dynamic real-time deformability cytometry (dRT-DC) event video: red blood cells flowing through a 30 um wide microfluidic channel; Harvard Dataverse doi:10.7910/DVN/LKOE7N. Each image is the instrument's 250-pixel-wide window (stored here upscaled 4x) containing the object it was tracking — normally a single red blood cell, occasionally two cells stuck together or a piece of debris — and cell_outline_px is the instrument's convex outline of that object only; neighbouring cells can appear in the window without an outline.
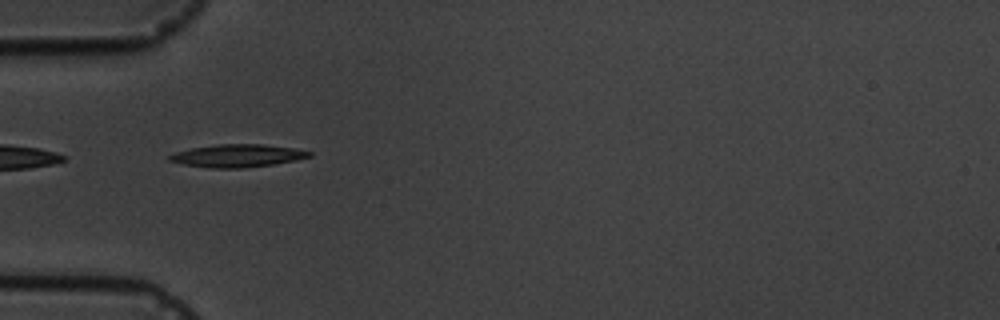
{"species": "common noctule bat (a hibernating species)", "species_latin": "Nyctalus noctula", "temperature_condition": "cold", "stored_images_in_passage": 11, "camera_frame_rate_fps": 3000, "um_per_image_px": 0.085, "animal": {"sex": "male", "body_mass_g": 19.5, "forearm_length_mm": 54.6}, "frame": {"image": 1, "passage_image": 5, "time_ms": 5.333, "image_size_px": [1000, 320], "cell_outline_px": [[312, 156], [296, 160], [272, 164], [240, 168], [208, 168], [184, 164], [168, 160], [168, 156], [176, 152], [192, 148], [220, 144], [260, 144], [296, 148], [312, 152]], "centroid_in_image_um": [20.2, 13.23], "position_along_channel_um": 64.8, "area_um2": 18.38}}
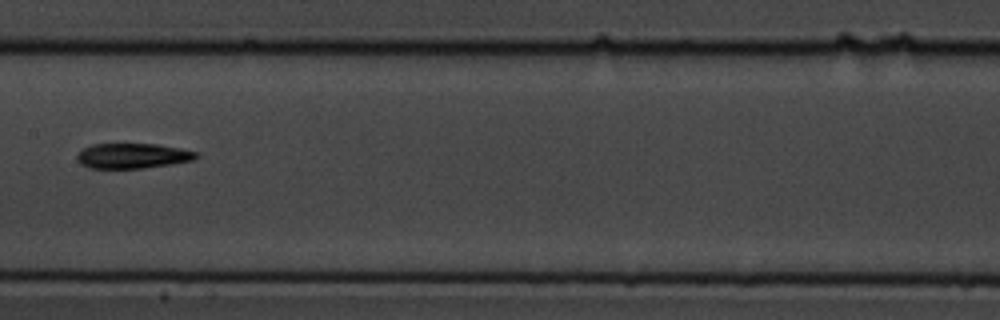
{"frame": {"image": 2, "passage_image": 8, "time_ms": 9.0, "image_size_px": [1000, 320], "cell_outline_px": [[200, 156], [196, 160], [172, 164], [144, 168], [88, 168], [80, 164], [76, 160], [76, 156], [84, 148], [92, 144], [156, 144], [180, 148], [200, 152]], "centroid_in_image_um": [11.32, 13.25], "position_along_channel_um": 196.1, "area_um2": 17.69}}
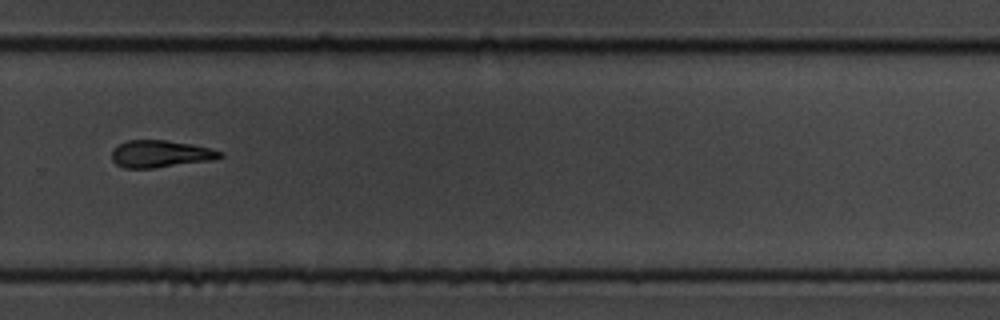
{"frame": {"image": 3, "passage_image": 11, "time_ms": 12.333, "image_size_px": [1000, 320], "cell_outline_px": [[224, 156], [212, 160], [152, 168], [124, 168], [116, 164], [112, 160], [112, 152], [120, 144], [128, 140], [164, 140], [192, 144], [212, 148], [224, 152]], "centroid_in_image_um": [13.68, 13.08], "position_along_channel_um": 316.1, "area_um2": 17.05}}